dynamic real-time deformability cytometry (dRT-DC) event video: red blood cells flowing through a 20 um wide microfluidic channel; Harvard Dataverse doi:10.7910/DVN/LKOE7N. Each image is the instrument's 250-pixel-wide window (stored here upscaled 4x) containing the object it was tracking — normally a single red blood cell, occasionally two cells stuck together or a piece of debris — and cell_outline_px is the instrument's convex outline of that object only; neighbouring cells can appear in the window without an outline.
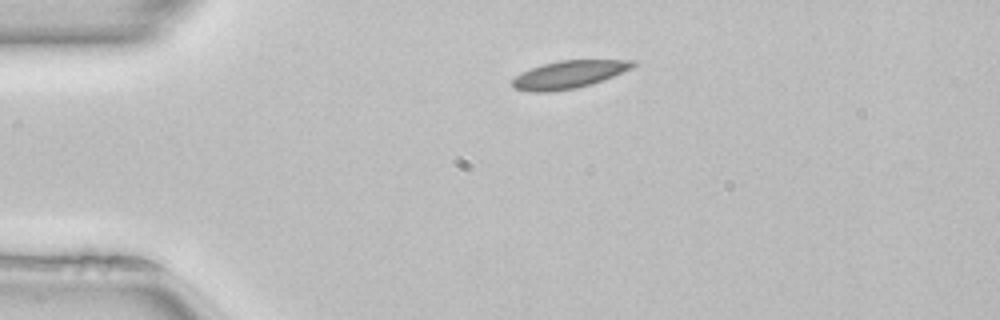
{"species": "common noctule bat (a hibernating species)", "species_latin": "Nyctalus noctula", "temperature_condition": "room temperature", "stored_images_in_passage": 34, "camera_frame_rate_fps": 3000, "um_per_image_px": 0.085, "animal": {"sex": "female", "body_mass_g": 22.7, "forearm_length_mm": 54.2}, "frame": {"image": 1, "passage_image": 1, "time_ms": 0.0, "image_size_px": [1000, 320], "cell_outline_px": [[636, 64], [632, 68], [592, 84], [576, 88], [548, 92], [532, 92], [512, 88], [512, 80], [516, 76], [532, 68], [544, 64], [560, 60], [636, 60]], "centroid_in_image_um": [48.36, 6.34], "position_along_channel_um": 36.6, "area_um2": 19.25}}